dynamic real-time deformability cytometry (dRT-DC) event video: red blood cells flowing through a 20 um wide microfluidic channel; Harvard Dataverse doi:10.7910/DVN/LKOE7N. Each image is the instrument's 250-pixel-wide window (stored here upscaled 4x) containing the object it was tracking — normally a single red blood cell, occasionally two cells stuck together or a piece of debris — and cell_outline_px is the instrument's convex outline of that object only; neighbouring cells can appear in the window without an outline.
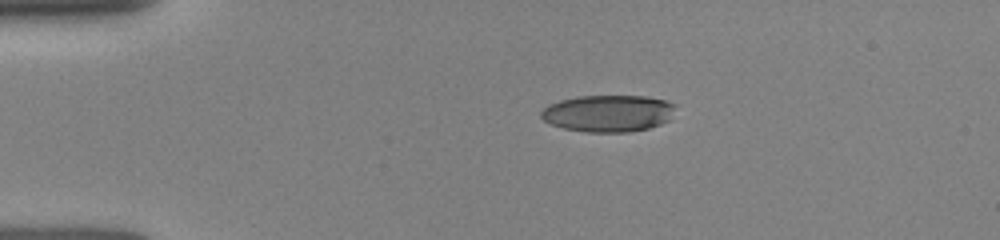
{"species": "human", "species_latin": "Homo sapiens", "temperature_condition": "room temperature", "stored_images_in_passage": 2, "camera_frame_rate_fps": 3000, "um_per_image_px": 0.085, "donor": {"sex": "female"}, "frame": {"image": 1, "passage_image": 1, "time_ms": 0.0, "image_size_px": [1000, 240], "cell_outline_px": [[676, 104], [668, 120], [660, 124], [648, 128], [628, 132], [584, 132], [564, 128], [552, 124], [544, 120], [540, 116], [540, 112], [548, 104], [560, 100], [576, 96], [644, 96], [664, 100]], "centroid_in_image_um": [51.66, 9.63], "position_along_channel_um": 33.3, "area_um2": 28.78}}